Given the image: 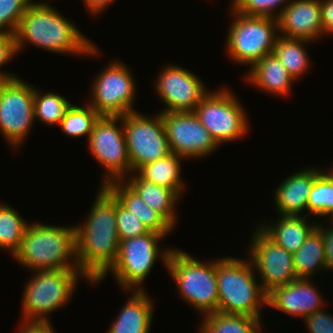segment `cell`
<instances>
[{"instance_id": "1", "label": "cell", "mask_w": 333, "mask_h": 333, "mask_svg": "<svg viewBox=\"0 0 333 333\" xmlns=\"http://www.w3.org/2000/svg\"><path fill=\"white\" fill-rule=\"evenodd\" d=\"M90 212L76 229V256L89 284L98 281L115 263L120 239L116 226V198L100 186Z\"/></svg>"}, {"instance_id": "2", "label": "cell", "mask_w": 333, "mask_h": 333, "mask_svg": "<svg viewBox=\"0 0 333 333\" xmlns=\"http://www.w3.org/2000/svg\"><path fill=\"white\" fill-rule=\"evenodd\" d=\"M17 54L26 42L59 54L98 56L97 46L83 35L69 18L49 3L32 2L15 33Z\"/></svg>"}, {"instance_id": "3", "label": "cell", "mask_w": 333, "mask_h": 333, "mask_svg": "<svg viewBox=\"0 0 333 333\" xmlns=\"http://www.w3.org/2000/svg\"><path fill=\"white\" fill-rule=\"evenodd\" d=\"M13 258L30 270H80L76 256V229L73 226L28 224Z\"/></svg>"}, {"instance_id": "4", "label": "cell", "mask_w": 333, "mask_h": 333, "mask_svg": "<svg viewBox=\"0 0 333 333\" xmlns=\"http://www.w3.org/2000/svg\"><path fill=\"white\" fill-rule=\"evenodd\" d=\"M247 258H217L218 311L260 318V309L266 306L267 294L256 282L254 266Z\"/></svg>"}, {"instance_id": "5", "label": "cell", "mask_w": 333, "mask_h": 333, "mask_svg": "<svg viewBox=\"0 0 333 333\" xmlns=\"http://www.w3.org/2000/svg\"><path fill=\"white\" fill-rule=\"evenodd\" d=\"M167 271L185 302L201 315L218 311L216 260L201 262L179 249H172Z\"/></svg>"}, {"instance_id": "6", "label": "cell", "mask_w": 333, "mask_h": 333, "mask_svg": "<svg viewBox=\"0 0 333 333\" xmlns=\"http://www.w3.org/2000/svg\"><path fill=\"white\" fill-rule=\"evenodd\" d=\"M32 276L22 294L21 321L48 322V315L71 299L78 280H86L81 270L69 269L35 271Z\"/></svg>"}, {"instance_id": "7", "label": "cell", "mask_w": 333, "mask_h": 333, "mask_svg": "<svg viewBox=\"0 0 333 333\" xmlns=\"http://www.w3.org/2000/svg\"><path fill=\"white\" fill-rule=\"evenodd\" d=\"M164 238L163 235L150 231L130 239L120 240L119 252L114 265L93 283H101L106 279L107 274L112 273L116 282L125 291L127 289L129 291L143 290L141 286L158 258L161 257V262L167 267L172 248L159 250L158 244Z\"/></svg>"}, {"instance_id": "8", "label": "cell", "mask_w": 333, "mask_h": 333, "mask_svg": "<svg viewBox=\"0 0 333 333\" xmlns=\"http://www.w3.org/2000/svg\"><path fill=\"white\" fill-rule=\"evenodd\" d=\"M231 21L226 38L227 53L238 64L250 68L267 54L273 53L278 34V21L272 17L250 16L231 11Z\"/></svg>"}, {"instance_id": "9", "label": "cell", "mask_w": 333, "mask_h": 333, "mask_svg": "<svg viewBox=\"0 0 333 333\" xmlns=\"http://www.w3.org/2000/svg\"><path fill=\"white\" fill-rule=\"evenodd\" d=\"M228 88L208 91L194 110L202 125L221 146L236 141L249 131L247 112ZM246 112V113H245Z\"/></svg>"}, {"instance_id": "10", "label": "cell", "mask_w": 333, "mask_h": 333, "mask_svg": "<svg viewBox=\"0 0 333 333\" xmlns=\"http://www.w3.org/2000/svg\"><path fill=\"white\" fill-rule=\"evenodd\" d=\"M116 122L121 126H117ZM88 144L90 153L105 168L102 186L114 180H124L125 175L132 173L121 116H100L93 126Z\"/></svg>"}, {"instance_id": "11", "label": "cell", "mask_w": 333, "mask_h": 333, "mask_svg": "<svg viewBox=\"0 0 333 333\" xmlns=\"http://www.w3.org/2000/svg\"><path fill=\"white\" fill-rule=\"evenodd\" d=\"M100 72L92 82L91 98L87 100L97 113L100 116H124L136 111V81L127 65L113 60Z\"/></svg>"}, {"instance_id": "12", "label": "cell", "mask_w": 333, "mask_h": 333, "mask_svg": "<svg viewBox=\"0 0 333 333\" xmlns=\"http://www.w3.org/2000/svg\"><path fill=\"white\" fill-rule=\"evenodd\" d=\"M153 116H145L138 110L121 116L132 172L171 153L162 114L158 111Z\"/></svg>"}, {"instance_id": "13", "label": "cell", "mask_w": 333, "mask_h": 333, "mask_svg": "<svg viewBox=\"0 0 333 333\" xmlns=\"http://www.w3.org/2000/svg\"><path fill=\"white\" fill-rule=\"evenodd\" d=\"M34 90L19 77L0 83V133L14 150L34 125Z\"/></svg>"}, {"instance_id": "14", "label": "cell", "mask_w": 333, "mask_h": 333, "mask_svg": "<svg viewBox=\"0 0 333 333\" xmlns=\"http://www.w3.org/2000/svg\"><path fill=\"white\" fill-rule=\"evenodd\" d=\"M252 235L248 257L266 294L298 278L292 253L274 243L258 227Z\"/></svg>"}, {"instance_id": "15", "label": "cell", "mask_w": 333, "mask_h": 333, "mask_svg": "<svg viewBox=\"0 0 333 333\" xmlns=\"http://www.w3.org/2000/svg\"><path fill=\"white\" fill-rule=\"evenodd\" d=\"M171 153L184 159L207 157L219 148L192 112H161Z\"/></svg>"}, {"instance_id": "16", "label": "cell", "mask_w": 333, "mask_h": 333, "mask_svg": "<svg viewBox=\"0 0 333 333\" xmlns=\"http://www.w3.org/2000/svg\"><path fill=\"white\" fill-rule=\"evenodd\" d=\"M155 90L166 105L161 112H192L209 91L206 85L187 68L168 65L158 74Z\"/></svg>"}, {"instance_id": "17", "label": "cell", "mask_w": 333, "mask_h": 333, "mask_svg": "<svg viewBox=\"0 0 333 333\" xmlns=\"http://www.w3.org/2000/svg\"><path fill=\"white\" fill-rule=\"evenodd\" d=\"M316 287V288H315ZM309 278H297L267 293L266 307H273L290 316L303 317L321 310L325 301Z\"/></svg>"}, {"instance_id": "18", "label": "cell", "mask_w": 333, "mask_h": 333, "mask_svg": "<svg viewBox=\"0 0 333 333\" xmlns=\"http://www.w3.org/2000/svg\"><path fill=\"white\" fill-rule=\"evenodd\" d=\"M280 36L313 42L324 35L321 0H290L277 18Z\"/></svg>"}, {"instance_id": "19", "label": "cell", "mask_w": 333, "mask_h": 333, "mask_svg": "<svg viewBox=\"0 0 333 333\" xmlns=\"http://www.w3.org/2000/svg\"><path fill=\"white\" fill-rule=\"evenodd\" d=\"M322 171L320 168L308 166L281 181L273 196L278 213L283 216H301V212L308 210L309 193L315 178Z\"/></svg>"}, {"instance_id": "20", "label": "cell", "mask_w": 333, "mask_h": 333, "mask_svg": "<svg viewBox=\"0 0 333 333\" xmlns=\"http://www.w3.org/2000/svg\"><path fill=\"white\" fill-rule=\"evenodd\" d=\"M128 298L107 333H149L154 307L148 293L144 290H130Z\"/></svg>"}, {"instance_id": "21", "label": "cell", "mask_w": 333, "mask_h": 333, "mask_svg": "<svg viewBox=\"0 0 333 333\" xmlns=\"http://www.w3.org/2000/svg\"><path fill=\"white\" fill-rule=\"evenodd\" d=\"M105 187L122 206L138 217L149 231L166 237L174 230V227L160 213L149 207L125 180L111 181Z\"/></svg>"}, {"instance_id": "22", "label": "cell", "mask_w": 333, "mask_h": 333, "mask_svg": "<svg viewBox=\"0 0 333 333\" xmlns=\"http://www.w3.org/2000/svg\"><path fill=\"white\" fill-rule=\"evenodd\" d=\"M244 79L250 85L282 98L290 94L295 81L274 53L267 54L255 63Z\"/></svg>"}, {"instance_id": "23", "label": "cell", "mask_w": 333, "mask_h": 333, "mask_svg": "<svg viewBox=\"0 0 333 333\" xmlns=\"http://www.w3.org/2000/svg\"><path fill=\"white\" fill-rule=\"evenodd\" d=\"M306 218V215L304 217L280 215L271 225L260 223L257 227L274 243L294 254L318 225L315 221L307 222Z\"/></svg>"}, {"instance_id": "24", "label": "cell", "mask_w": 333, "mask_h": 333, "mask_svg": "<svg viewBox=\"0 0 333 333\" xmlns=\"http://www.w3.org/2000/svg\"><path fill=\"white\" fill-rule=\"evenodd\" d=\"M124 180L149 207L160 213L174 228L176 227L175 207L180 197L172 189L149 182L137 172H132Z\"/></svg>"}, {"instance_id": "25", "label": "cell", "mask_w": 333, "mask_h": 333, "mask_svg": "<svg viewBox=\"0 0 333 333\" xmlns=\"http://www.w3.org/2000/svg\"><path fill=\"white\" fill-rule=\"evenodd\" d=\"M182 157L170 153L166 157L141 166L136 172L154 184L172 189L179 197L184 192V183L180 176Z\"/></svg>"}, {"instance_id": "26", "label": "cell", "mask_w": 333, "mask_h": 333, "mask_svg": "<svg viewBox=\"0 0 333 333\" xmlns=\"http://www.w3.org/2000/svg\"><path fill=\"white\" fill-rule=\"evenodd\" d=\"M293 258L298 278H310L319 270L328 271L324 236L317 227L309 234L298 251L293 254Z\"/></svg>"}, {"instance_id": "27", "label": "cell", "mask_w": 333, "mask_h": 333, "mask_svg": "<svg viewBox=\"0 0 333 333\" xmlns=\"http://www.w3.org/2000/svg\"><path fill=\"white\" fill-rule=\"evenodd\" d=\"M203 319L200 333H260L263 327L260 318L245 314L216 311L205 314Z\"/></svg>"}, {"instance_id": "28", "label": "cell", "mask_w": 333, "mask_h": 333, "mask_svg": "<svg viewBox=\"0 0 333 333\" xmlns=\"http://www.w3.org/2000/svg\"><path fill=\"white\" fill-rule=\"evenodd\" d=\"M310 41L279 36L273 49L274 55L296 81L308 71L310 60L305 50Z\"/></svg>"}, {"instance_id": "29", "label": "cell", "mask_w": 333, "mask_h": 333, "mask_svg": "<svg viewBox=\"0 0 333 333\" xmlns=\"http://www.w3.org/2000/svg\"><path fill=\"white\" fill-rule=\"evenodd\" d=\"M28 224L13 206L0 203V248L10 251L13 257L20 249Z\"/></svg>"}, {"instance_id": "30", "label": "cell", "mask_w": 333, "mask_h": 333, "mask_svg": "<svg viewBox=\"0 0 333 333\" xmlns=\"http://www.w3.org/2000/svg\"><path fill=\"white\" fill-rule=\"evenodd\" d=\"M84 106L71 104L61 119L59 126L65 135L73 138L86 136L92 132L96 120L100 117L97 111L86 101Z\"/></svg>"}, {"instance_id": "31", "label": "cell", "mask_w": 333, "mask_h": 333, "mask_svg": "<svg viewBox=\"0 0 333 333\" xmlns=\"http://www.w3.org/2000/svg\"><path fill=\"white\" fill-rule=\"evenodd\" d=\"M71 103L65 96L57 93H42L34 90V120L39 119L46 125H59Z\"/></svg>"}, {"instance_id": "32", "label": "cell", "mask_w": 333, "mask_h": 333, "mask_svg": "<svg viewBox=\"0 0 333 333\" xmlns=\"http://www.w3.org/2000/svg\"><path fill=\"white\" fill-rule=\"evenodd\" d=\"M308 212L318 217L332 216L333 220V181L322 171L314 181L308 197Z\"/></svg>"}, {"instance_id": "33", "label": "cell", "mask_w": 333, "mask_h": 333, "mask_svg": "<svg viewBox=\"0 0 333 333\" xmlns=\"http://www.w3.org/2000/svg\"><path fill=\"white\" fill-rule=\"evenodd\" d=\"M289 2L290 0H232L231 10L250 16L277 19Z\"/></svg>"}, {"instance_id": "34", "label": "cell", "mask_w": 333, "mask_h": 333, "mask_svg": "<svg viewBox=\"0 0 333 333\" xmlns=\"http://www.w3.org/2000/svg\"><path fill=\"white\" fill-rule=\"evenodd\" d=\"M33 0H0V31L15 34Z\"/></svg>"}, {"instance_id": "35", "label": "cell", "mask_w": 333, "mask_h": 333, "mask_svg": "<svg viewBox=\"0 0 333 333\" xmlns=\"http://www.w3.org/2000/svg\"><path fill=\"white\" fill-rule=\"evenodd\" d=\"M116 226L120 240L130 239L150 232L142 221L122 206L116 199Z\"/></svg>"}, {"instance_id": "36", "label": "cell", "mask_w": 333, "mask_h": 333, "mask_svg": "<svg viewBox=\"0 0 333 333\" xmlns=\"http://www.w3.org/2000/svg\"><path fill=\"white\" fill-rule=\"evenodd\" d=\"M15 55H17L15 34L0 31V83L19 77L4 70L1 71V66L8 63Z\"/></svg>"}, {"instance_id": "37", "label": "cell", "mask_w": 333, "mask_h": 333, "mask_svg": "<svg viewBox=\"0 0 333 333\" xmlns=\"http://www.w3.org/2000/svg\"><path fill=\"white\" fill-rule=\"evenodd\" d=\"M310 333H333V316L323 309L304 318Z\"/></svg>"}, {"instance_id": "38", "label": "cell", "mask_w": 333, "mask_h": 333, "mask_svg": "<svg viewBox=\"0 0 333 333\" xmlns=\"http://www.w3.org/2000/svg\"><path fill=\"white\" fill-rule=\"evenodd\" d=\"M331 224V227H327L326 229L325 225L323 227V224H319V222L317 225V228L323 233L324 236V249L327 270H333V223Z\"/></svg>"}, {"instance_id": "39", "label": "cell", "mask_w": 333, "mask_h": 333, "mask_svg": "<svg viewBox=\"0 0 333 333\" xmlns=\"http://www.w3.org/2000/svg\"><path fill=\"white\" fill-rule=\"evenodd\" d=\"M323 33L333 34V0H321Z\"/></svg>"}, {"instance_id": "40", "label": "cell", "mask_w": 333, "mask_h": 333, "mask_svg": "<svg viewBox=\"0 0 333 333\" xmlns=\"http://www.w3.org/2000/svg\"><path fill=\"white\" fill-rule=\"evenodd\" d=\"M20 333H56L52 323L40 321H21Z\"/></svg>"}, {"instance_id": "41", "label": "cell", "mask_w": 333, "mask_h": 333, "mask_svg": "<svg viewBox=\"0 0 333 333\" xmlns=\"http://www.w3.org/2000/svg\"><path fill=\"white\" fill-rule=\"evenodd\" d=\"M87 12H89L92 16L99 15L102 11L106 10L108 6L115 1V0H82ZM106 8V9H105Z\"/></svg>"}, {"instance_id": "42", "label": "cell", "mask_w": 333, "mask_h": 333, "mask_svg": "<svg viewBox=\"0 0 333 333\" xmlns=\"http://www.w3.org/2000/svg\"><path fill=\"white\" fill-rule=\"evenodd\" d=\"M323 172L333 181V170L332 169H331V171L324 170Z\"/></svg>"}]
</instances>
